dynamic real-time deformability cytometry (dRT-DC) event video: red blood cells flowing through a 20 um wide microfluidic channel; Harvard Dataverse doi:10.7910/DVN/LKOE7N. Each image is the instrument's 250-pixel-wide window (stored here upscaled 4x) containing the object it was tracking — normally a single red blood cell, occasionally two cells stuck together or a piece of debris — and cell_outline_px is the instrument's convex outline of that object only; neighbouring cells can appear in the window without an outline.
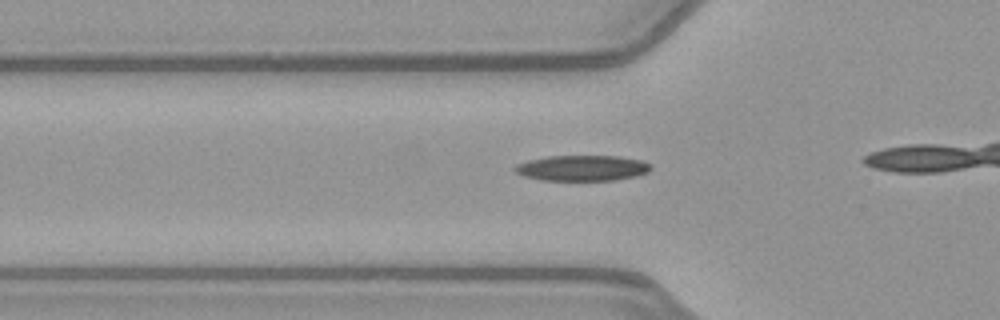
{"species": "common noctule bat (a hibernating species)", "species_latin": "Nyctalus noctula", "temperature_condition": "warm", "stored_images_in_passage": 19, "camera_frame_rate_fps": 3000, "um_per_image_px": 0.085, "animal": {"sex": "female", "body_mass_g": 21.9}, "frame": {"image": 1, "passage_image": 11, "time_ms": 3.333, "image_size_px": [1000, 320], "cell_outline_px": [[652, 168], [648, 172], [636, 176], [616, 180], [540, 180], [524, 176], [516, 172], [512, 168], [516, 164], [528, 160], [548, 156], [616, 156], [640, 160], [652, 164]], "centroid_in_image_um": [49.48, 14.28], "position_along_channel_um": 76.3, "area_um2": 20.35}}
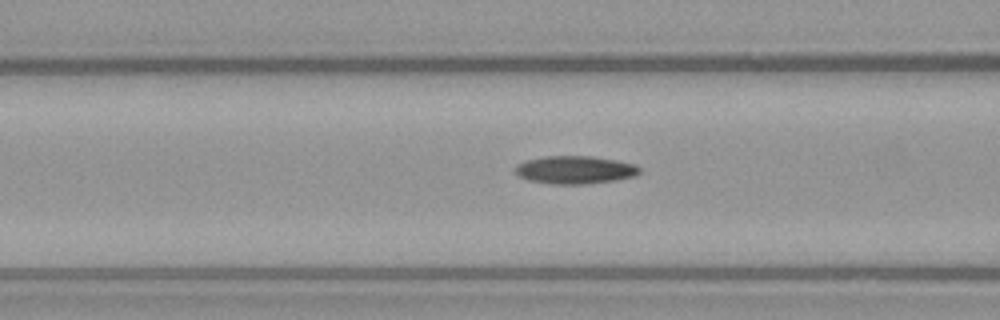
{"frame": {"image": 2, "passage_image": 14, "time_ms": 4.333, "image_size_px": [1000, 320], "cell_outline_px": [[640, 172], [636, 176], [616, 180], [588, 184], [552, 184], [528, 180], [520, 176], [516, 172], [516, 164], [528, 160], [544, 156], [592, 156], [616, 160], [636, 164], [640, 168]], "centroid_in_image_um": [48.92, 14.44], "position_along_channel_um": 117.7, "area_um2": 20.29}}